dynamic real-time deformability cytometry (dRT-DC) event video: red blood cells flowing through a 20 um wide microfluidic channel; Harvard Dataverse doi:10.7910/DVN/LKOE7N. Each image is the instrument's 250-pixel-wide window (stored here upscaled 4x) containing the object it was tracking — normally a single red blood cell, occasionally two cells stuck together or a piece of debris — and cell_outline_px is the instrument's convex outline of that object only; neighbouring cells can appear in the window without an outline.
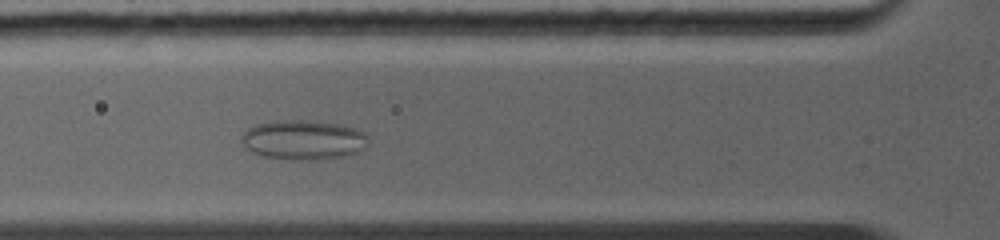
{"species": "common noctule bat (a hibernating species)", "species_latin": "Nyctalus noctula", "temperature_condition": "warm", "stored_images_in_passage": 39, "camera_frame_rate_fps": 5000, "um_per_image_px": 0.085, "animal": {"sex": "female", "body_mass_g": 19.0, "forearm_length_mm": 56.7}, "frame": {"image": 1, "passage_image": 13, "time_ms": 3.6, "image_size_px": [1000, 240], "cell_outline_px": [[368, 140], [356, 152], [344, 156], [308, 160], [296, 160], [260, 156], [244, 148], [240, 144], [240, 136], [248, 128], [256, 124], [276, 120], [308, 120], [340, 124], [356, 128], [364, 132], [368, 136]], "centroid_in_image_um": [25.7, 11.88], "position_along_channel_um": 100.1, "area_um2": 29.42}}
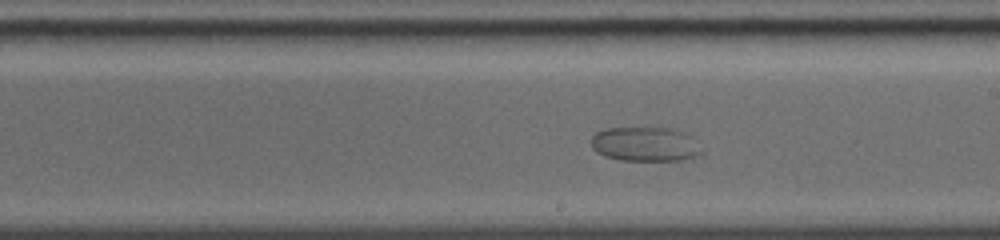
{"frame": {"image": 2, "passage_image": 27, "time_ms": 6.8, "image_size_px": [1000, 240], "cell_outline_px": [[700, 152], [696, 156], [680, 160], [620, 160], [596, 152], [592, 148], [592, 136], [596, 132], [608, 128], [672, 128], [688, 132]], "centroid_in_image_um": [54.81, 12.24], "position_along_channel_um": 234.2, "area_um2": 21.79}}
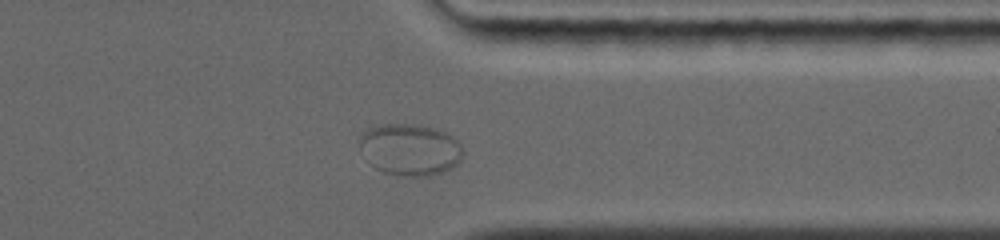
{"frame": {"image": 3, "passage_image": 36, "time_ms": 10.2, "image_size_px": [1000, 240], "cell_outline_px": [[464, 156], [452, 168], [444, 172], [428, 176], [404, 176], [384, 172], [376, 168], [372, 164], [360, 144], [360, 136], [368, 128], [380, 124], [412, 124], [432, 128], [444, 132], [452, 136], [460, 144], [464, 152]], "centroid_in_image_um": [34.9, 12.71], "position_along_channel_um": 376.5, "area_um2": 30.81}}